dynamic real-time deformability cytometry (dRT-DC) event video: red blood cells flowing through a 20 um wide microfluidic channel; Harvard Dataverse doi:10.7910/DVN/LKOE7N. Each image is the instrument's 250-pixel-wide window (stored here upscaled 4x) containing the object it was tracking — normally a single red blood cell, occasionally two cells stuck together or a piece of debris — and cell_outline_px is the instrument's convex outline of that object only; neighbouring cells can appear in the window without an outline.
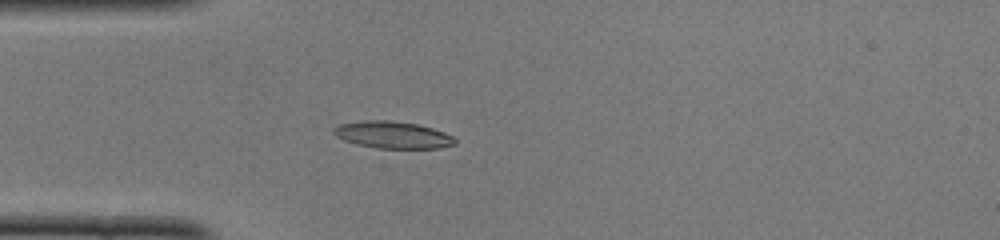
{"species": "common noctule bat (a hibernating species)", "species_latin": "Nyctalus noctula", "temperature_condition": "cold", "stored_images_in_passage": 36, "camera_frame_rate_fps": 3000, "um_per_image_px": 0.085, "animal": {"sex": "female", "body_mass_g": 22.0, "forearm_length_mm": 56.7}, "frame": {"image": 1, "passage_image": 1, "time_ms": 0.0, "image_size_px": [1000, 240], "cell_outline_px": [[456, 144], [440, 148], [376, 148], [356, 144], [344, 140], [336, 136], [332, 132], [332, 128], [340, 124], [364, 120], [388, 120], [416, 124], [432, 128], [444, 132], [452, 136], [456, 140]], "centroid_in_image_um": [33.36, 11.46], "position_along_channel_um": 51.6, "area_um2": 19.07}}
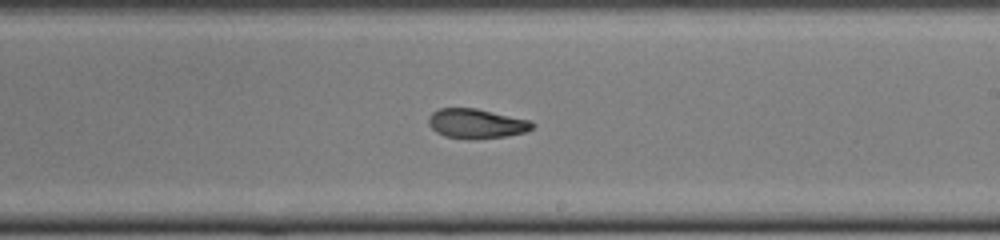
{"frame": {"image": 2, "passage_image": 16, "time_ms": 5.0, "image_size_px": [1000, 240], "cell_outline_px": [[536, 124], [532, 128], [524, 132], [504, 136], [472, 140], [444, 136], [436, 132], [428, 124], [428, 116], [432, 112], [440, 108], [476, 108], [532, 120]], "centroid_in_image_um": [40.49, 10.5], "position_along_channel_um": 248.5, "area_um2": 18.09}}
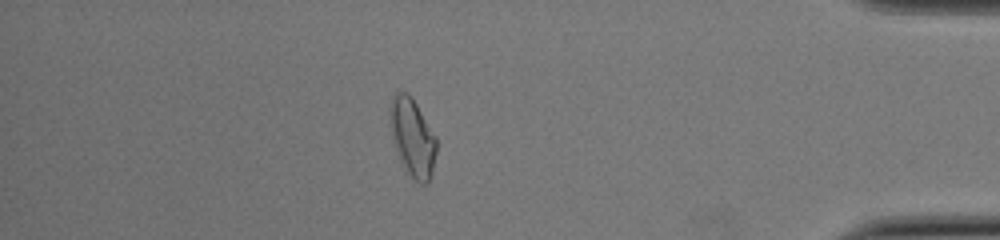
{"frame": {"image": 3, "passage_image": 30, "time_ms": 9.667, "image_size_px": [1000, 240], "cell_outline_px": [[436, 152], [432, 172], [428, 184], [420, 184], [408, 172], [400, 160], [392, 136], [388, 112], [392, 96], [396, 92], [408, 92], [412, 96], [436, 136]], "centroid_in_image_um": [35.06, 11.63], "position_along_channel_um": 400.1, "area_um2": 21.1}, "authors_computed_cell_mechanics": {"area_um2": 18.4671, "velocity_mm_per_s": 4.1025, "shape_relaxation_time_tau1_ms": null, "shape_relaxation_time_tau2_ms": 1.8089, "deformation_change_tau1": null, "deformation_change_tau2": 0.0805}}